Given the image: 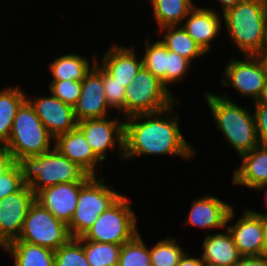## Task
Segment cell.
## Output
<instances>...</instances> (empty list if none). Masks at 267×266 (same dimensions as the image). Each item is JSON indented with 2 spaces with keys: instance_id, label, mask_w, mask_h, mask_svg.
<instances>
[{
  "instance_id": "ba28073f",
  "label": "cell",
  "mask_w": 267,
  "mask_h": 266,
  "mask_svg": "<svg viewBox=\"0 0 267 266\" xmlns=\"http://www.w3.org/2000/svg\"><path fill=\"white\" fill-rule=\"evenodd\" d=\"M129 199L122 195L106 211L101 213L93 226L83 236L85 240L123 245L139 232L136 214Z\"/></svg>"
},
{
  "instance_id": "7402d4cb",
  "label": "cell",
  "mask_w": 267,
  "mask_h": 266,
  "mask_svg": "<svg viewBox=\"0 0 267 266\" xmlns=\"http://www.w3.org/2000/svg\"><path fill=\"white\" fill-rule=\"evenodd\" d=\"M202 247L201 259L206 266H235L243 257L228 230L225 234L206 235Z\"/></svg>"
},
{
  "instance_id": "8d00e7d4",
  "label": "cell",
  "mask_w": 267,
  "mask_h": 266,
  "mask_svg": "<svg viewBox=\"0 0 267 266\" xmlns=\"http://www.w3.org/2000/svg\"><path fill=\"white\" fill-rule=\"evenodd\" d=\"M254 106L257 137L261 145H267V105L254 104Z\"/></svg>"
},
{
  "instance_id": "8fae6325",
  "label": "cell",
  "mask_w": 267,
  "mask_h": 266,
  "mask_svg": "<svg viewBox=\"0 0 267 266\" xmlns=\"http://www.w3.org/2000/svg\"><path fill=\"white\" fill-rule=\"evenodd\" d=\"M36 195L25 183L0 201V248L19 238Z\"/></svg>"
},
{
  "instance_id": "74e56055",
  "label": "cell",
  "mask_w": 267,
  "mask_h": 266,
  "mask_svg": "<svg viewBox=\"0 0 267 266\" xmlns=\"http://www.w3.org/2000/svg\"><path fill=\"white\" fill-rule=\"evenodd\" d=\"M15 163L16 161L6 145L0 144V176L5 174Z\"/></svg>"
},
{
  "instance_id": "9c48e42d",
  "label": "cell",
  "mask_w": 267,
  "mask_h": 266,
  "mask_svg": "<svg viewBox=\"0 0 267 266\" xmlns=\"http://www.w3.org/2000/svg\"><path fill=\"white\" fill-rule=\"evenodd\" d=\"M71 238L68 225L55 218L50 211L35 200L27 213L21 234L16 240L55 251Z\"/></svg>"
},
{
  "instance_id": "f6af8a7d",
  "label": "cell",
  "mask_w": 267,
  "mask_h": 266,
  "mask_svg": "<svg viewBox=\"0 0 267 266\" xmlns=\"http://www.w3.org/2000/svg\"><path fill=\"white\" fill-rule=\"evenodd\" d=\"M266 54H267V7H266V14H265L263 56Z\"/></svg>"
},
{
  "instance_id": "b9f144b4",
  "label": "cell",
  "mask_w": 267,
  "mask_h": 266,
  "mask_svg": "<svg viewBox=\"0 0 267 266\" xmlns=\"http://www.w3.org/2000/svg\"><path fill=\"white\" fill-rule=\"evenodd\" d=\"M262 220L263 235L265 242V254H267V216H259Z\"/></svg>"
},
{
  "instance_id": "9a60e30c",
  "label": "cell",
  "mask_w": 267,
  "mask_h": 266,
  "mask_svg": "<svg viewBox=\"0 0 267 266\" xmlns=\"http://www.w3.org/2000/svg\"><path fill=\"white\" fill-rule=\"evenodd\" d=\"M27 100L54 139L77 126L74 107L62 102L59 98L49 95L39 96L34 100L27 98Z\"/></svg>"
},
{
  "instance_id": "f546056e",
  "label": "cell",
  "mask_w": 267,
  "mask_h": 266,
  "mask_svg": "<svg viewBox=\"0 0 267 266\" xmlns=\"http://www.w3.org/2000/svg\"><path fill=\"white\" fill-rule=\"evenodd\" d=\"M142 239L138 233L122 245L118 266H152L150 249Z\"/></svg>"
},
{
  "instance_id": "4dcf8cb0",
  "label": "cell",
  "mask_w": 267,
  "mask_h": 266,
  "mask_svg": "<svg viewBox=\"0 0 267 266\" xmlns=\"http://www.w3.org/2000/svg\"><path fill=\"white\" fill-rule=\"evenodd\" d=\"M184 253L176 238L168 236L166 239L158 241L152 249L150 248L151 265L177 266Z\"/></svg>"
},
{
  "instance_id": "e575fe53",
  "label": "cell",
  "mask_w": 267,
  "mask_h": 266,
  "mask_svg": "<svg viewBox=\"0 0 267 266\" xmlns=\"http://www.w3.org/2000/svg\"><path fill=\"white\" fill-rule=\"evenodd\" d=\"M49 88L53 96L74 107L81 93V81H51Z\"/></svg>"
},
{
  "instance_id": "7a4b0ae2",
  "label": "cell",
  "mask_w": 267,
  "mask_h": 266,
  "mask_svg": "<svg viewBox=\"0 0 267 266\" xmlns=\"http://www.w3.org/2000/svg\"><path fill=\"white\" fill-rule=\"evenodd\" d=\"M205 98L217 127L239 156L260 144L254 113H250L247 107H240L226 93L221 96L206 92Z\"/></svg>"
},
{
  "instance_id": "6da1fadb",
  "label": "cell",
  "mask_w": 267,
  "mask_h": 266,
  "mask_svg": "<svg viewBox=\"0 0 267 266\" xmlns=\"http://www.w3.org/2000/svg\"><path fill=\"white\" fill-rule=\"evenodd\" d=\"M173 109L172 105L160 112L127 117L123 159L141 155H177L187 160L193 157L196 150L184 139L178 115H169Z\"/></svg>"
},
{
  "instance_id": "4fadbf2b",
  "label": "cell",
  "mask_w": 267,
  "mask_h": 266,
  "mask_svg": "<svg viewBox=\"0 0 267 266\" xmlns=\"http://www.w3.org/2000/svg\"><path fill=\"white\" fill-rule=\"evenodd\" d=\"M103 87V68L99 61L94 63L91 70L81 81V93L74 114L77 122L85 119L108 117L109 105Z\"/></svg>"
},
{
  "instance_id": "603a6c76",
  "label": "cell",
  "mask_w": 267,
  "mask_h": 266,
  "mask_svg": "<svg viewBox=\"0 0 267 266\" xmlns=\"http://www.w3.org/2000/svg\"><path fill=\"white\" fill-rule=\"evenodd\" d=\"M2 250L13 256L14 266H54V250L46 247L14 240Z\"/></svg>"
},
{
  "instance_id": "1f68e13d",
  "label": "cell",
  "mask_w": 267,
  "mask_h": 266,
  "mask_svg": "<svg viewBox=\"0 0 267 266\" xmlns=\"http://www.w3.org/2000/svg\"><path fill=\"white\" fill-rule=\"evenodd\" d=\"M54 266H90V264L83 245L76 238H71L54 251Z\"/></svg>"
},
{
  "instance_id": "836d02e7",
  "label": "cell",
  "mask_w": 267,
  "mask_h": 266,
  "mask_svg": "<svg viewBox=\"0 0 267 266\" xmlns=\"http://www.w3.org/2000/svg\"><path fill=\"white\" fill-rule=\"evenodd\" d=\"M103 87L110 110L117 109L125 115V89L126 87L116 81L103 69Z\"/></svg>"
},
{
  "instance_id": "ac0fdd59",
  "label": "cell",
  "mask_w": 267,
  "mask_h": 266,
  "mask_svg": "<svg viewBox=\"0 0 267 266\" xmlns=\"http://www.w3.org/2000/svg\"><path fill=\"white\" fill-rule=\"evenodd\" d=\"M185 19L186 22L181 26L207 54L212 46L211 41L222 30L221 16L212 8L195 6Z\"/></svg>"
},
{
  "instance_id": "f35d334b",
  "label": "cell",
  "mask_w": 267,
  "mask_h": 266,
  "mask_svg": "<svg viewBox=\"0 0 267 266\" xmlns=\"http://www.w3.org/2000/svg\"><path fill=\"white\" fill-rule=\"evenodd\" d=\"M235 266H267V254L242 257Z\"/></svg>"
},
{
  "instance_id": "e0dca14e",
  "label": "cell",
  "mask_w": 267,
  "mask_h": 266,
  "mask_svg": "<svg viewBox=\"0 0 267 266\" xmlns=\"http://www.w3.org/2000/svg\"><path fill=\"white\" fill-rule=\"evenodd\" d=\"M54 141V147L63 156L76 163L88 175H97L95 167L102 161L94 154L83 132L77 126L70 132L59 135Z\"/></svg>"
},
{
  "instance_id": "4316f807",
  "label": "cell",
  "mask_w": 267,
  "mask_h": 266,
  "mask_svg": "<svg viewBox=\"0 0 267 266\" xmlns=\"http://www.w3.org/2000/svg\"><path fill=\"white\" fill-rule=\"evenodd\" d=\"M26 99V94L18 86L0 90V144L8 142L13 120Z\"/></svg>"
},
{
  "instance_id": "8992f818",
  "label": "cell",
  "mask_w": 267,
  "mask_h": 266,
  "mask_svg": "<svg viewBox=\"0 0 267 266\" xmlns=\"http://www.w3.org/2000/svg\"><path fill=\"white\" fill-rule=\"evenodd\" d=\"M104 183V179L91 176L81 186L76 210L67 224L72 238L83 237L99 215L122 196Z\"/></svg>"
},
{
  "instance_id": "60d3db41",
  "label": "cell",
  "mask_w": 267,
  "mask_h": 266,
  "mask_svg": "<svg viewBox=\"0 0 267 266\" xmlns=\"http://www.w3.org/2000/svg\"><path fill=\"white\" fill-rule=\"evenodd\" d=\"M221 4L222 13H224L227 9L234 7L242 0H218Z\"/></svg>"
},
{
  "instance_id": "ee69618b",
  "label": "cell",
  "mask_w": 267,
  "mask_h": 266,
  "mask_svg": "<svg viewBox=\"0 0 267 266\" xmlns=\"http://www.w3.org/2000/svg\"><path fill=\"white\" fill-rule=\"evenodd\" d=\"M267 187V182H265V183H261V184H259V185H257L255 188H253V189H265ZM266 194H267V192H266ZM266 197V200H265V203H266V205H267V196H265ZM250 211H252L255 215H257V216H267V213H258L257 211H255V210H252V209H249Z\"/></svg>"
},
{
  "instance_id": "2e32d148",
  "label": "cell",
  "mask_w": 267,
  "mask_h": 266,
  "mask_svg": "<svg viewBox=\"0 0 267 266\" xmlns=\"http://www.w3.org/2000/svg\"><path fill=\"white\" fill-rule=\"evenodd\" d=\"M84 183H59L47 187L36 194V201L55 218L68 224L76 210L80 188Z\"/></svg>"
},
{
  "instance_id": "7c38bea8",
  "label": "cell",
  "mask_w": 267,
  "mask_h": 266,
  "mask_svg": "<svg viewBox=\"0 0 267 266\" xmlns=\"http://www.w3.org/2000/svg\"><path fill=\"white\" fill-rule=\"evenodd\" d=\"M77 127L83 132L94 154L103 162L106 151L119 147V155L124 156V121L119 119L94 118L77 122Z\"/></svg>"
},
{
  "instance_id": "bcb514c9",
  "label": "cell",
  "mask_w": 267,
  "mask_h": 266,
  "mask_svg": "<svg viewBox=\"0 0 267 266\" xmlns=\"http://www.w3.org/2000/svg\"><path fill=\"white\" fill-rule=\"evenodd\" d=\"M258 1L267 4V0H258Z\"/></svg>"
},
{
  "instance_id": "5bb4252c",
  "label": "cell",
  "mask_w": 267,
  "mask_h": 266,
  "mask_svg": "<svg viewBox=\"0 0 267 266\" xmlns=\"http://www.w3.org/2000/svg\"><path fill=\"white\" fill-rule=\"evenodd\" d=\"M234 215L232 207L227 216L225 229L231 234L240 254L243 257L264 255L265 242L261 217L250 210H245L235 225L227 227L228 222L233 219Z\"/></svg>"
},
{
  "instance_id": "3957f363",
  "label": "cell",
  "mask_w": 267,
  "mask_h": 266,
  "mask_svg": "<svg viewBox=\"0 0 267 266\" xmlns=\"http://www.w3.org/2000/svg\"><path fill=\"white\" fill-rule=\"evenodd\" d=\"M267 4L258 0H242L223 13L225 29L242 55H263Z\"/></svg>"
},
{
  "instance_id": "d590c367",
  "label": "cell",
  "mask_w": 267,
  "mask_h": 266,
  "mask_svg": "<svg viewBox=\"0 0 267 266\" xmlns=\"http://www.w3.org/2000/svg\"><path fill=\"white\" fill-rule=\"evenodd\" d=\"M191 61L176 54L175 52L168 50V63H167V88L168 85L177 83V81L183 80L184 76L188 74V68Z\"/></svg>"
},
{
  "instance_id": "5b68a950",
  "label": "cell",
  "mask_w": 267,
  "mask_h": 266,
  "mask_svg": "<svg viewBox=\"0 0 267 266\" xmlns=\"http://www.w3.org/2000/svg\"><path fill=\"white\" fill-rule=\"evenodd\" d=\"M51 149L24 163L26 183L35 195L59 183L86 182L91 177L55 147Z\"/></svg>"
},
{
  "instance_id": "f1b7e54d",
  "label": "cell",
  "mask_w": 267,
  "mask_h": 266,
  "mask_svg": "<svg viewBox=\"0 0 267 266\" xmlns=\"http://www.w3.org/2000/svg\"><path fill=\"white\" fill-rule=\"evenodd\" d=\"M146 40V49L142 57L143 66L167 87L168 49L160 40L152 44H150L148 38Z\"/></svg>"
},
{
  "instance_id": "ab89813d",
  "label": "cell",
  "mask_w": 267,
  "mask_h": 266,
  "mask_svg": "<svg viewBox=\"0 0 267 266\" xmlns=\"http://www.w3.org/2000/svg\"><path fill=\"white\" fill-rule=\"evenodd\" d=\"M177 266H206L201 258L190 257L186 252L180 258Z\"/></svg>"
},
{
  "instance_id": "83f0119b",
  "label": "cell",
  "mask_w": 267,
  "mask_h": 266,
  "mask_svg": "<svg viewBox=\"0 0 267 266\" xmlns=\"http://www.w3.org/2000/svg\"><path fill=\"white\" fill-rule=\"evenodd\" d=\"M76 239L83 245L90 266H118L122 245L94 242L83 237Z\"/></svg>"
},
{
  "instance_id": "ffe728a7",
  "label": "cell",
  "mask_w": 267,
  "mask_h": 266,
  "mask_svg": "<svg viewBox=\"0 0 267 266\" xmlns=\"http://www.w3.org/2000/svg\"><path fill=\"white\" fill-rule=\"evenodd\" d=\"M232 206L220 199L206 195L196 198L186 218L185 225H192L203 229L226 228V220Z\"/></svg>"
},
{
  "instance_id": "d6a6232c",
  "label": "cell",
  "mask_w": 267,
  "mask_h": 266,
  "mask_svg": "<svg viewBox=\"0 0 267 266\" xmlns=\"http://www.w3.org/2000/svg\"><path fill=\"white\" fill-rule=\"evenodd\" d=\"M26 183L25 165L16 162L5 174L0 176V201L18 191Z\"/></svg>"
},
{
  "instance_id": "44dd1931",
  "label": "cell",
  "mask_w": 267,
  "mask_h": 266,
  "mask_svg": "<svg viewBox=\"0 0 267 266\" xmlns=\"http://www.w3.org/2000/svg\"><path fill=\"white\" fill-rule=\"evenodd\" d=\"M242 164L234 171L233 183L249 189L267 182V145L259 144L251 151L240 155Z\"/></svg>"
},
{
  "instance_id": "cb8c5ba5",
  "label": "cell",
  "mask_w": 267,
  "mask_h": 266,
  "mask_svg": "<svg viewBox=\"0 0 267 266\" xmlns=\"http://www.w3.org/2000/svg\"><path fill=\"white\" fill-rule=\"evenodd\" d=\"M93 60L90 66L88 60L78 54H65L57 57L49 65L50 72L53 76L52 81H82L94 66V63L97 61V56L94 55Z\"/></svg>"
},
{
  "instance_id": "52a82bcc",
  "label": "cell",
  "mask_w": 267,
  "mask_h": 266,
  "mask_svg": "<svg viewBox=\"0 0 267 266\" xmlns=\"http://www.w3.org/2000/svg\"><path fill=\"white\" fill-rule=\"evenodd\" d=\"M163 82L142 68L125 89V117L163 111L174 103L175 97Z\"/></svg>"
},
{
  "instance_id": "277c9868",
  "label": "cell",
  "mask_w": 267,
  "mask_h": 266,
  "mask_svg": "<svg viewBox=\"0 0 267 266\" xmlns=\"http://www.w3.org/2000/svg\"><path fill=\"white\" fill-rule=\"evenodd\" d=\"M45 125L26 99L13 120L11 134L5 144L16 162L24 164L30 158L51 150V141Z\"/></svg>"
},
{
  "instance_id": "d6986e66",
  "label": "cell",
  "mask_w": 267,
  "mask_h": 266,
  "mask_svg": "<svg viewBox=\"0 0 267 266\" xmlns=\"http://www.w3.org/2000/svg\"><path fill=\"white\" fill-rule=\"evenodd\" d=\"M133 48L111 45L103 56L101 67L116 81L128 87L144 67L143 59L136 56Z\"/></svg>"
},
{
  "instance_id": "484cf974",
  "label": "cell",
  "mask_w": 267,
  "mask_h": 266,
  "mask_svg": "<svg viewBox=\"0 0 267 266\" xmlns=\"http://www.w3.org/2000/svg\"><path fill=\"white\" fill-rule=\"evenodd\" d=\"M150 3L159 29L165 26L182 25L189 12L195 7L193 0H150Z\"/></svg>"
},
{
  "instance_id": "30bf717a",
  "label": "cell",
  "mask_w": 267,
  "mask_h": 266,
  "mask_svg": "<svg viewBox=\"0 0 267 266\" xmlns=\"http://www.w3.org/2000/svg\"><path fill=\"white\" fill-rule=\"evenodd\" d=\"M244 60L229 61L222 84L234 87L241 96H251L256 102L267 82V62L263 55H245Z\"/></svg>"
},
{
  "instance_id": "7bdbcfd3",
  "label": "cell",
  "mask_w": 267,
  "mask_h": 266,
  "mask_svg": "<svg viewBox=\"0 0 267 266\" xmlns=\"http://www.w3.org/2000/svg\"><path fill=\"white\" fill-rule=\"evenodd\" d=\"M254 104H266L267 105V82L263 88L262 94Z\"/></svg>"
},
{
  "instance_id": "d4e9b609",
  "label": "cell",
  "mask_w": 267,
  "mask_h": 266,
  "mask_svg": "<svg viewBox=\"0 0 267 266\" xmlns=\"http://www.w3.org/2000/svg\"><path fill=\"white\" fill-rule=\"evenodd\" d=\"M177 27V25L165 26L159 30L160 32L163 31V39L160 41L169 51L175 52L189 61L196 60L195 58L206 54L181 25Z\"/></svg>"
}]
</instances>
